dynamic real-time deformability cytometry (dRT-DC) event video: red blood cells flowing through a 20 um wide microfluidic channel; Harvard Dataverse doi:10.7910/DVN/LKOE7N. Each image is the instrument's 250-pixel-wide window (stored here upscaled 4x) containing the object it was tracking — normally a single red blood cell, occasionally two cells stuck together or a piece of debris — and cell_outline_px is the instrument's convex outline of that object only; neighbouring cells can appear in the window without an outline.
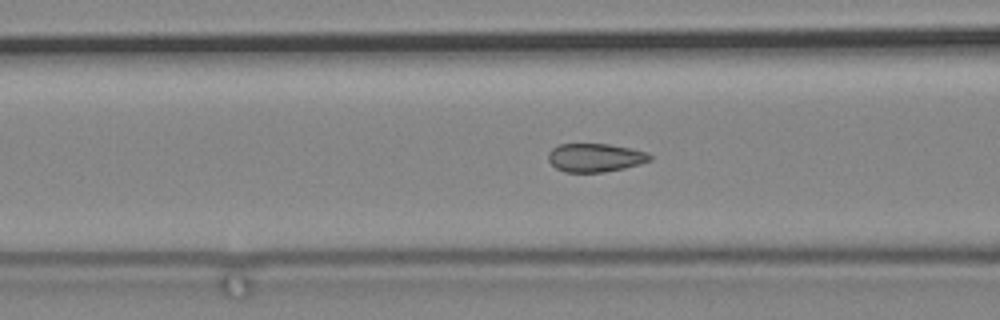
{"species": "common noctule bat (a hibernating species)", "species_latin": "Nyctalus noctula", "temperature_condition": "cold", "stored_images_in_passage": 35, "camera_frame_rate_fps": 3000, "um_per_image_px": 0.085, "animal": {"sex": "male", "body_mass_g": 19.2, "forearm_length_mm": 51.8}, "frame": {"image": 1, "passage_image": 5, "time_ms": 1.333, "image_size_px": [1000, 320], "cell_outline_px": [[652, 160], [640, 164], [624, 168], [604, 172], [564, 172], [556, 168], [548, 160], [548, 152], [552, 148], [560, 144], [608, 144], [632, 148], [648, 152], [652, 156]], "centroid_in_image_um": [50.61, 13.39], "position_along_channel_um": 116.0, "area_um2": 16.99}}
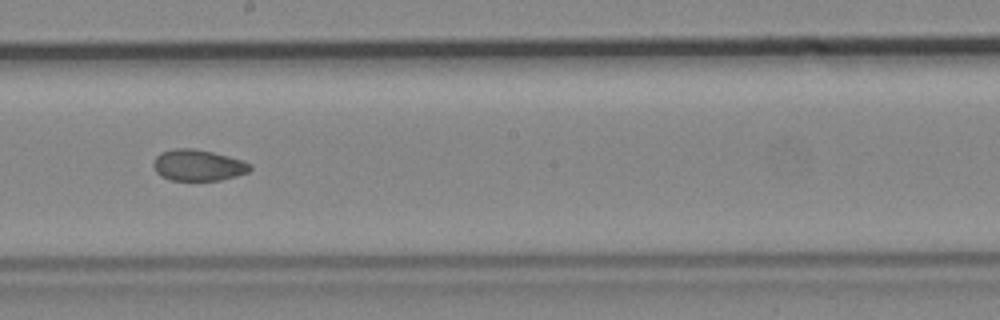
{"frame": {"image": 2, "passage_image": 16, "time_ms": 5.0, "image_size_px": [1000, 320], "cell_outline_px": [[252, 168], [248, 172], [236, 176], [220, 180], [172, 180], [160, 176], [156, 172], [152, 164], [156, 156], [160, 152], [172, 148], [192, 148], [212, 152], [228, 156], [252, 164]], "centroid_in_image_um": [16.81, 14.04], "position_along_channel_um": 231.4, "area_um2": 17.63}}
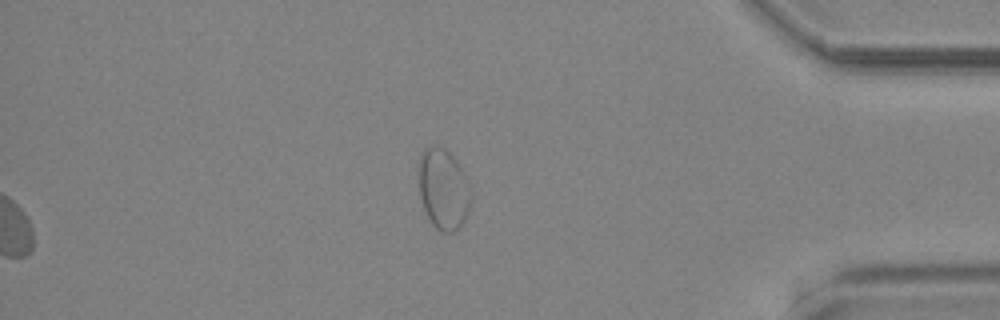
{"frame": {"image": 3, "passage_image": 35, "time_ms": 11.333, "image_size_px": [1000, 320], "cell_outline_px": [[468, 212], [460, 228], [456, 232], [444, 232], [436, 228], [432, 224], [424, 208], [420, 196], [416, 160], [420, 152], [428, 144], [436, 144], [444, 148], [456, 160], [468, 180]], "centroid_in_image_um": [37.61, 16.0], "position_along_channel_um": 397.6, "area_um2": 24.85}}